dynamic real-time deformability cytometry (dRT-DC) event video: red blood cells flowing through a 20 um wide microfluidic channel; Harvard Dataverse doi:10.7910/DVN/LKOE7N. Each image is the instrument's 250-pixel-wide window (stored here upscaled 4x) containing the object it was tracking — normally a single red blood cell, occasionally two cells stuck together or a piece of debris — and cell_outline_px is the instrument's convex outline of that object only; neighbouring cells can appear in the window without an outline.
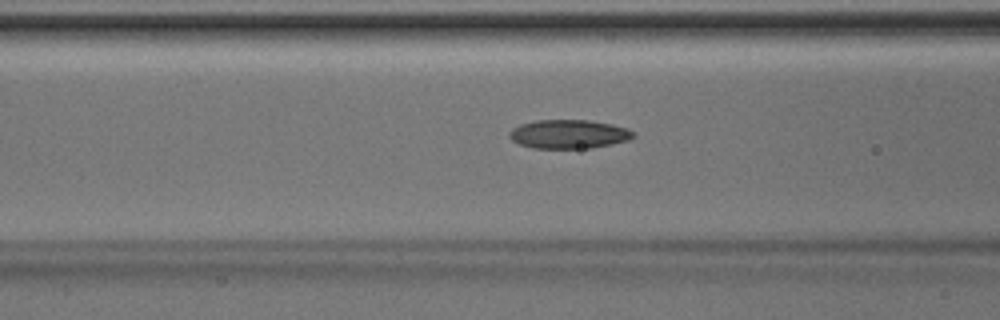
{"species": "Egyptian fruit bat (a non-hibernating species)", "species_latin": "Rousettus aegyptiacus", "temperature_condition": "room temperature", "stored_images_in_passage": 8, "camera_frame_rate_fps": 3000, "um_per_image_px": 0.085, "animal": {"sex": "male"}, "frame": {"image": 1, "passage_image": 6, "time_ms": 1.667, "image_size_px": [1000, 320], "cell_outline_px": [[636, 136], [628, 140], [612, 144], [592, 148], [532, 148], [520, 144], [512, 140], [508, 136], [508, 132], [512, 128], [520, 124], [536, 120], [588, 120], [612, 124], [628, 128]], "centroid_in_image_um": [48.33, 11.4], "position_along_channel_um": 118.3, "area_um2": 20.92}}